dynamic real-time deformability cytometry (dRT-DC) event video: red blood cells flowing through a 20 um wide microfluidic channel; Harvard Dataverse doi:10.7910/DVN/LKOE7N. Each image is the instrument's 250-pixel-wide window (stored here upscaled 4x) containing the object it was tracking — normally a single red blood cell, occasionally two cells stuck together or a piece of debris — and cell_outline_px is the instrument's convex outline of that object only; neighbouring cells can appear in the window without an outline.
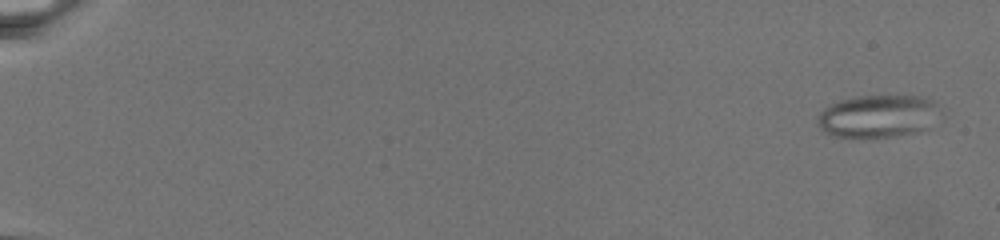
{"species": "common noctule bat (a hibernating species)", "species_latin": "Nyctalus noctula", "temperature_condition": "warm", "stored_images_in_passage": 60, "camera_frame_rate_fps": 3000, "um_per_image_px": 0.085, "animal": {"sex": "female", "body_mass_g": 19.5, "forearm_length_mm": 54.1}, "frame": {"image": 1, "passage_image": 3, "time_ms": 0.667, "image_size_px": [1000, 240], "cell_outline_px": [[944, 112], [928, 128], [920, 132], [896, 136], [860, 140], [832, 136], [824, 132], [820, 128], [816, 120], [816, 116], [824, 108], [840, 100], [856, 96], [920, 96], [936, 100]], "centroid_in_image_um": [74.67, 9.91], "position_along_channel_um": 10.3, "area_um2": 31.85}}
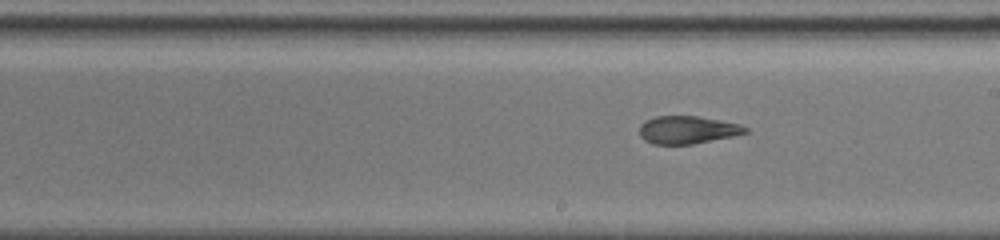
{"frame": {"image": 2, "passage_image": 47, "time_ms": 15.333, "image_size_px": [1000, 240], "cell_outline_px": [[748, 132], [732, 136], [692, 144], [652, 144], [644, 140], [640, 136], [640, 124], [644, 120], [656, 116], [696, 116], [720, 120], [740, 124], [748, 128]], "centroid_in_image_um": [58.4, 11.03], "position_along_channel_um": 230.6, "area_um2": 17.11}}
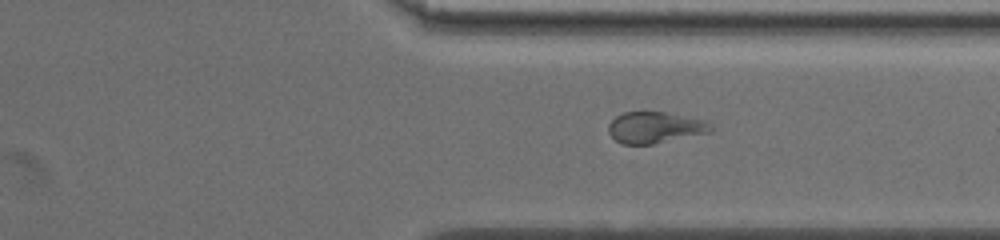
{"frame": {"image": 3, "passage_image": 60, "time_ms": 19.667, "image_size_px": [1000, 240], "cell_outline_px": [[712, 132], [652, 144], [620, 144], [608, 132], [608, 124], [616, 116], [624, 112], [664, 112], [704, 120], [712, 124]], "centroid_in_image_um": [55.67, 10.84], "position_along_channel_um": 355.7, "area_um2": 18.61}}